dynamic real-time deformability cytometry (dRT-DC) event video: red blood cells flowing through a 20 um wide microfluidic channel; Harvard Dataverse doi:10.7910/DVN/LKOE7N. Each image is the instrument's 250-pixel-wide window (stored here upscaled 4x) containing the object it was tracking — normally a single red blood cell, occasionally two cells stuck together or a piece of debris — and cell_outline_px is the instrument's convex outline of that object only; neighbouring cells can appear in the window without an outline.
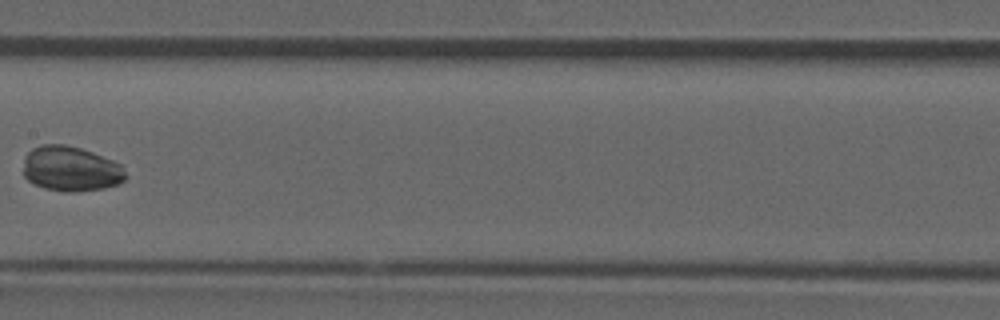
{"species": "common noctule bat (a hibernating species)", "species_latin": "Nyctalus noctula", "temperature_condition": "room temperature", "stored_images_in_passage": 8, "camera_frame_rate_fps": 3000, "um_per_image_px": 0.085, "animal": {"sex": "male", "forearm_length_mm": 52.5}, "frame": {"image": 1, "passage_image": 7, "time_ms": 2.0, "image_size_px": [1000, 320], "cell_outline_px": [[128, 176], [124, 180], [116, 184], [104, 188], [76, 192], [64, 192], [44, 188], [28, 180], [24, 176], [24, 156], [32, 148], [44, 144], [64, 144], [80, 148], [92, 152], [112, 160], [120, 164]], "centroid_in_image_um": [6.01, 14.35], "position_along_channel_um": 201.4, "area_um2": 26.88}}
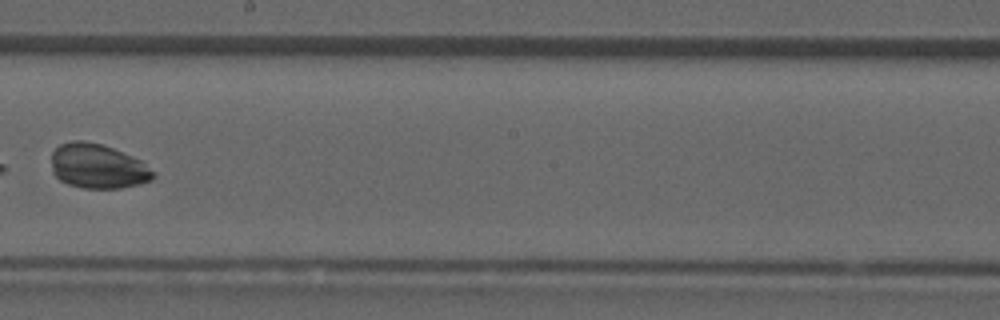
{"frame": {"image": 2, "passage_image": 8, "time_ms": 2.333, "image_size_px": [1000, 320], "cell_outline_px": [[156, 176], [152, 180], [140, 184], [120, 188], [84, 188], [68, 184], [60, 180], [52, 172], [52, 152], [60, 144], [72, 140], [80, 140], [100, 144], [112, 148], [132, 156], [140, 160], [156, 172]], "centroid_in_image_um": [8.33, 14.14], "position_along_channel_um": 239.9, "area_um2": 26.47}}